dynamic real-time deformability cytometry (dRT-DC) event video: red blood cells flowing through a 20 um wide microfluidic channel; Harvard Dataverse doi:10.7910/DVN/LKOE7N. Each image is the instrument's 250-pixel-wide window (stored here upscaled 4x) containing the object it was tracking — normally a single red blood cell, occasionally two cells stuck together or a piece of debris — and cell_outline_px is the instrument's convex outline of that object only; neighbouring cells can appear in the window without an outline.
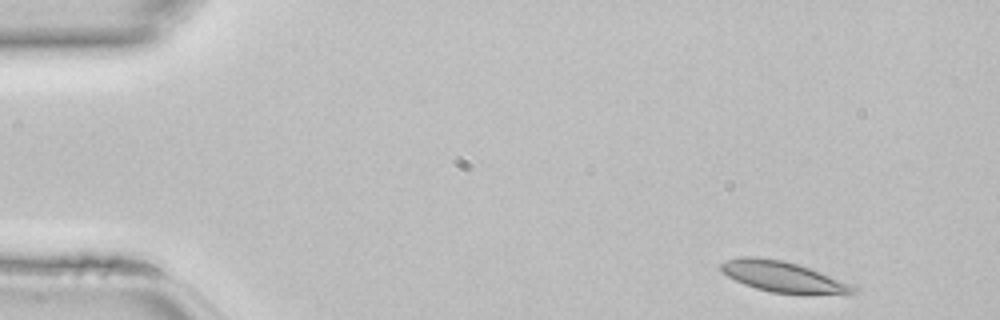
{"species": "common noctule bat (a hibernating species)", "species_latin": "Nyctalus noctula", "temperature_condition": "room temperature", "stored_images_in_passage": 5, "camera_frame_rate_fps": 3000, "um_per_image_px": 0.085, "animal": {"sex": "female", "body_mass_g": 22.7, "forearm_length_mm": 54.2}, "frame": {"image": 1, "passage_image": 1, "time_ms": 0.0, "image_size_px": [1000, 320], "cell_outline_px": [[860, 288], [856, 292], [772, 292], [756, 288], [744, 284], [728, 276], [720, 268], [720, 264], [728, 260], [740, 256], [756, 256], [784, 260], [820, 272]], "centroid_in_image_um": [66.45, 23.47], "position_along_channel_um": 18.6, "area_um2": 22.6}}